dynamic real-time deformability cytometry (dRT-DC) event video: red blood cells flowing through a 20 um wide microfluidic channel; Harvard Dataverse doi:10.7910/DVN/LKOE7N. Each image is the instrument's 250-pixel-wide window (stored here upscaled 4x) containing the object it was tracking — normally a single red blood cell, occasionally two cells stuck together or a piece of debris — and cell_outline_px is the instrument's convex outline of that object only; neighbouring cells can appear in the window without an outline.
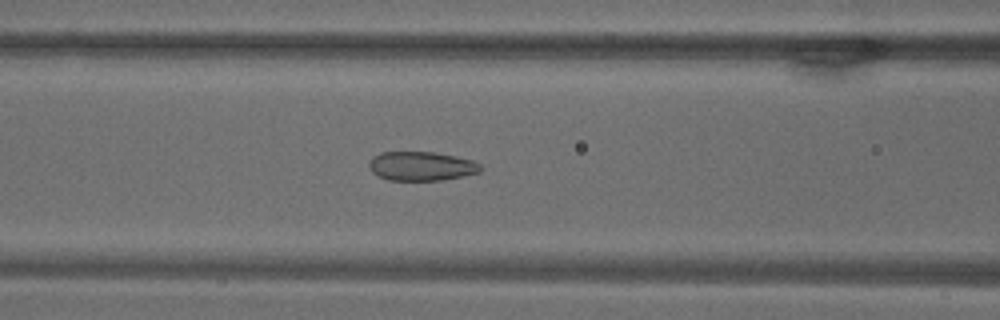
{"species": "common noctule bat (a hibernating species)", "species_latin": "Nyctalus noctula", "temperature_condition": "warm", "stored_images_in_passage": 71, "camera_frame_rate_fps": 3000, "um_per_image_px": 0.085, "animal": {"sex": "male", "body_mass_g": 18.8}, "frame": {"image": 1, "passage_image": 30, "time_ms": 9.667, "image_size_px": [1000, 320], "cell_outline_px": [[484, 168], [480, 172], [464, 176], [444, 180], [388, 180], [372, 172], [368, 168], [368, 164], [372, 156], [380, 152], [432, 152], [456, 156], [472, 160], [480, 164]], "centroid_in_image_um": [35.82, 14.12], "position_along_channel_um": 130.8, "area_um2": 19.07}}
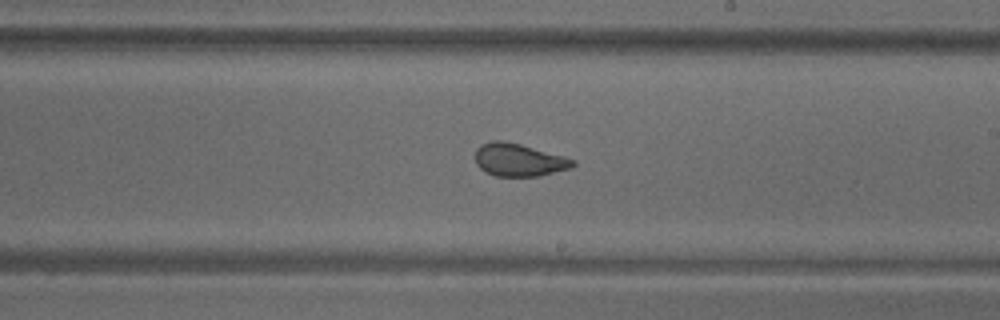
{"frame": {"image": 2, "passage_image": 42, "time_ms": 13.667, "image_size_px": [1000, 320], "cell_outline_px": [[576, 164], [572, 168], [540, 176], [496, 176], [484, 172], [476, 164], [476, 148], [480, 144], [492, 140], [504, 140], [520, 144], [564, 156], [576, 160]], "centroid_in_image_um": [44.11, 13.59], "position_along_channel_um": 244.9, "area_um2": 18.84}}
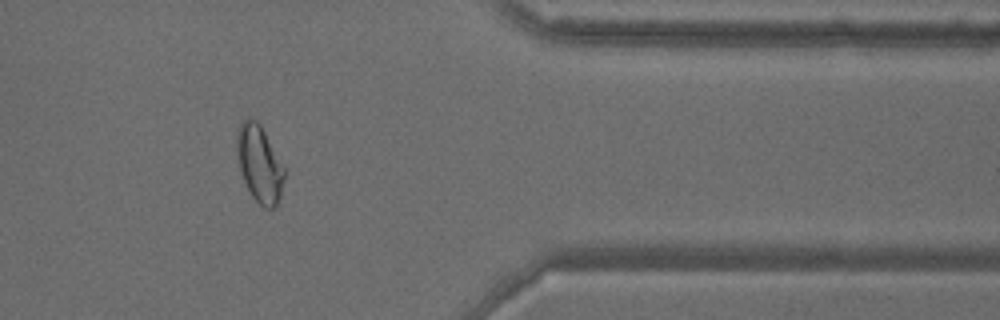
{"frame": {"image": 3, "passage_image": 59, "time_ms": 19.333, "image_size_px": [1000, 320], "cell_outline_px": [[288, 172], [280, 196], [276, 204], [272, 208], [264, 208], [252, 196], [240, 172], [236, 152], [236, 136], [240, 124], [248, 116], [256, 120], [260, 124]], "centroid_in_image_um": [22.07, 13.91], "position_along_channel_um": 389.3, "area_um2": 21.56}}